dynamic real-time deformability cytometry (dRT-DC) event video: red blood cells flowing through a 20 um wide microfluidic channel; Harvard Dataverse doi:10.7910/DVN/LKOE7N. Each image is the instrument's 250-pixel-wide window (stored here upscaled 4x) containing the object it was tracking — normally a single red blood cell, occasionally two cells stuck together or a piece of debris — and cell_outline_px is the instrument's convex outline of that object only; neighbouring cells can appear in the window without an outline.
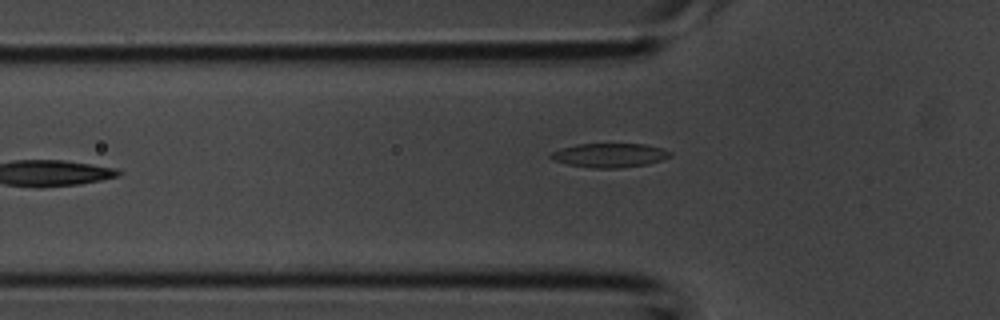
{"species": "common noctule bat (a hibernating species)", "species_latin": "Nyctalus noctula", "temperature_condition": "room temperature", "stored_images_in_passage": 5, "camera_frame_rate_fps": 3000, "um_per_image_px": 0.085, "animal": {"sex": "male", "body_mass_g": 20.1, "forearm_length_mm": 53.5}, "frame": {"image": 1, "passage_image": 5, "time_ms": 1.333, "image_size_px": [1000, 320], "cell_outline_px": [[672, 156], [648, 164], [620, 168], [592, 168], [568, 164], [552, 160], [548, 156], [548, 152], [576, 144], [644, 144], [660, 148], [672, 152]], "centroid_in_image_um": [51.77, 13.2], "position_along_channel_um": 74.0, "area_um2": 16.82}}